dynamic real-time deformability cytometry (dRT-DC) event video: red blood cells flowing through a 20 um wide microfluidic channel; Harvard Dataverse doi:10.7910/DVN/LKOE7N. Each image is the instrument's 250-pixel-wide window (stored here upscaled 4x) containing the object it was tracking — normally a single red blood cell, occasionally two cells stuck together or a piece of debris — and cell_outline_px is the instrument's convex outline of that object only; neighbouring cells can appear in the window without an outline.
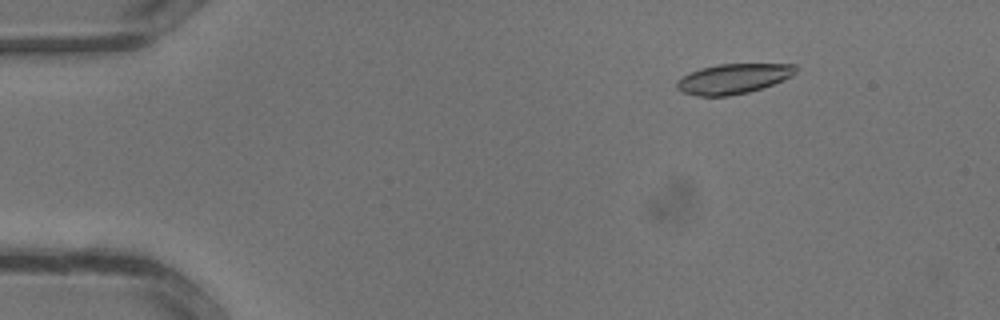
{"species": "common noctule bat (a hibernating species)", "species_latin": "Nyctalus noctula", "temperature_condition": "warm", "stored_images_in_passage": 34, "camera_frame_rate_fps": 3000, "um_per_image_px": 0.085, "animal": {"sex": "male", "body_mass_g": 13.3}, "frame": {"image": 1, "passage_image": 5, "time_ms": 1.333, "image_size_px": [1000, 320], "cell_outline_px": [[796, 72], [792, 76], [772, 84], [748, 92], [728, 96], [696, 96], [684, 92], [676, 88], [676, 80], [700, 68], [720, 64], [796, 64]], "centroid_in_image_um": [62.32, 6.69], "position_along_channel_um": 22.7, "area_um2": 20.58}}
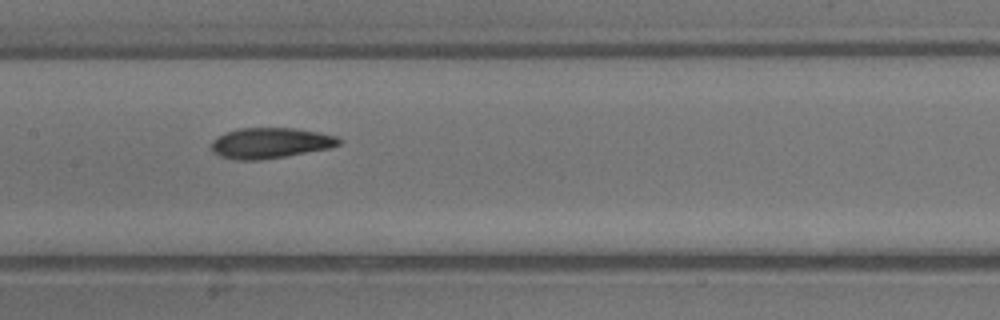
{"frame": {"image": 2, "passage_image": 17, "time_ms": 5.333, "image_size_px": [1000, 320], "cell_outline_px": [[340, 144], [332, 148], [260, 160], [232, 160], [220, 156], [212, 152], [212, 140], [224, 132], [240, 128], [292, 128], [320, 132], [336, 136], [340, 140]], "centroid_in_image_um": [22.96, 12.16], "position_along_channel_um": 184.4, "area_um2": 22.83}}
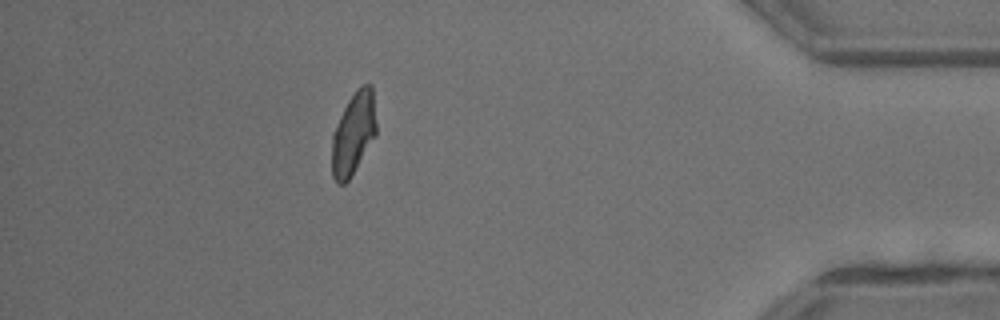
{"frame": {"image": 3, "passage_image": 30, "time_ms": 9.667, "image_size_px": [1000, 320], "cell_outline_px": [[376, 136], [348, 180], [344, 184], [336, 184], [332, 176], [332, 132], [348, 100], [356, 88], [364, 84], [372, 84], [376, 124]], "centroid_in_image_um": [30.03, 11.34], "position_along_channel_um": 405.2, "area_um2": 21.39}}